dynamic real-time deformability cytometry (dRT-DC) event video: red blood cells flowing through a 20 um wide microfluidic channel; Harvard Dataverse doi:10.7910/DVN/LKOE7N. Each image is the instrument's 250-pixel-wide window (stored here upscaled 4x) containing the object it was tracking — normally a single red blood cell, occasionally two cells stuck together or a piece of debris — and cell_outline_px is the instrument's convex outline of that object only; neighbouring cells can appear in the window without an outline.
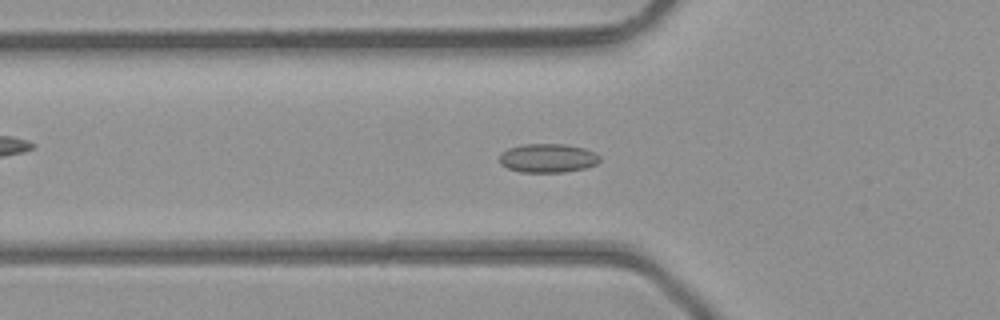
{"species": "common noctule bat (a hibernating species)", "species_latin": "Nyctalus noctula", "temperature_condition": "room temperature", "stored_images_in_passage": 39, "camera_frame_rate_fps": 3000, "um_per_image_px": 0.085, "animal": {"sex": "male", "body_mass_g": 23.1, "forearm_length_mm": 52.7}, "frame": {"image": 1, "passage_image": 14, "time_ms": 4.333, "image_size_px": [1000, 320], "cell_outline_px": [[600, 160], [596, 164], [584, 168], [564, 172], [520, 172], [508, 168], [500, 164], [500, 152], [508, 148], [524, 144], [564, 144], [584, 148], [596, 152], [600, 156]], "centroid_in_image_um": [46.56, 13.43], "position_along_channel_um": 79.2, "area_um2": 16.94}}
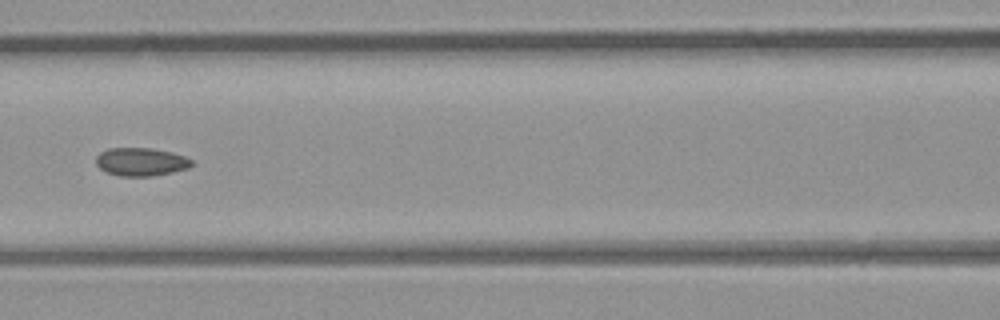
{"frame": {"image": 2, "passage_image": 19, "time_ms": 6.0, "image_size_px": [1000, 320], "cell_outline_px": [[192, 164], [188, 168], [172, 172], [152, 176], [120, 176], [104, 172], [96, 164], [96, 156], [100, 152], [108, 148], [152, 148], [172, 152], [184, 156], [192, 160]], "centroid_in_image_um": [11.95, 13.75], "position_along_channel_um": 154.6, "area_um2": 15.78}}
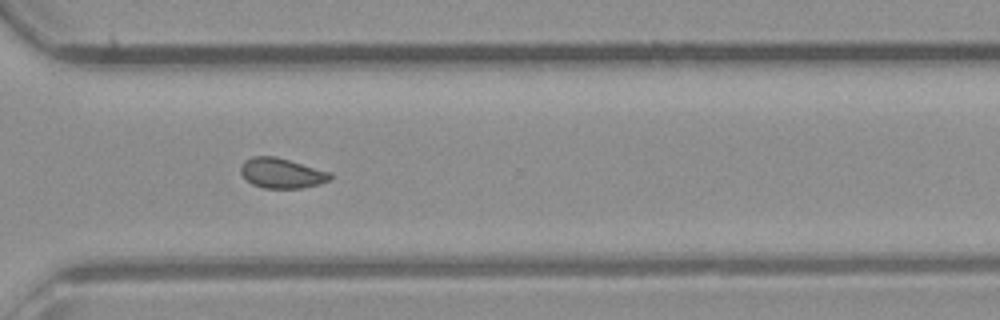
{"frame": {"image": 3, "passage_image": 32, "time_ms": 10.333, "image_size_px": [1000, 320], "cell_outline_px": [[332, 180], [320, 184], [300, 188], [264, 188], [252, 184], [240, 172], [240, 168], [244, 160], [252, 156], [276, 156], [332, 172]], "centroid_in_image_um": [23.98, 14.71], "position_along_channel_um": 346.6, "area_um2": 15.84}, "authors_computed_cell_mechanics": {"area_um2": 16.6464, "velocity_mm_per_s": 4.4389, "shape_relaxation_time_tau1_ms": null, "shape_relaxation_time_tau2_ms": 2.2404, "deformation_change_tau1": null, "deformation_change_tau2": 0.0598}}